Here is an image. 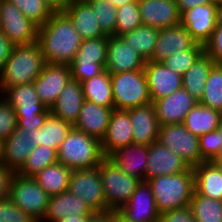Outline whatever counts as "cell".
<instances>
[{"label": "cell", "mask_w": 222, "mask_h": 222, "mask_svg": "<svg viewBox=\"0 0 222 222\" xmlns=\"http://www.w3.org/2000/svg\"><path fill=\"white\" fill-rule=\"evenodd\" d=\"M157 222H197L190 206L160 213Z\"/></svg>", "instance_id": "49"}, {"label": "cell", "mask_w": 222, "mask_h": 222, "mask_svg": "<svg viewBox=\"0 0 222 222\" xmlns=\"http://www.w3.org/2000/svg\"><path fill=\"white\" fill-rule=\"evenodd\" d=\"M138 6L144 25L165 29L181 22L176 0H142Z\"/></svg>", "instance_id": "17"}, {"label": "cell", "mask_w": 222, "mask_h": 222, "mask_svg": "<svg viewBox=\"0 0 222 222\" xmlns=\"http://www.w3.org/2000/svg\"><path fill=\"white\" fill-rule=\"evenodd\" d=\"M116 8L122 7L128 3L133 2V0H107Z\"/></svg>", "instance_id": "57"}, {"label": "cell", "mask_w": 222, "mask_h": 222, "mask_svg": "<svg viewBox=\"0 0 222 222\" xmlns=\"http://www.w3.org/2000/svg\"><path fill=\"white\" fill-rule=\"evenodd\" d=\"M55 11H62L70 0H45Z\"/></svg>", "instance_id": "56"}, {"label": "cell", "mask_w": 222, "mask_h": 222, "mask_svg": "<svg viewBox=\"0 0 222 222\" xmlns=\"http://www.w3.org/2000/svg\"><path fill=\"white\" fill-rule=\"evenodd\" d=\"M108 36L82 40L71 64L106 63Z\"/></svg>", "instance_id": "38"}, {"label": "cell", "mask_w": 222, "mask_h": 222, "mask_svg": "<svg viewBox=\"0 0 222 222\" xmlns=\"http://www.w3.org/2000/svg\"><path fill=\"white\" fill-rule=\"evenodd\" d=\"M1 95L14 108L16 117H35L48 109L40 101L34 83L11 86Z\"/></svg>", "instance_id": "24"}, {"label": "cell", "mask_w": 222, "mask_h": 222, "mask_svg": "<svg viewBox=\"0 0 222 222\" xmlns=\"http://www.w3.org/2000/svg\"><path fill=\"white\" fill-rule=\"evenodd\" d=\"M180 23L198 44L205 46L218 23L217 3L197 5L184 11Z\"/></svg>", "instance_id": "14"}, {"label": "cell", "mask_w": 222, "mask_h": 222, "mask_svg": "<svg viewBox=\"0 0 222 222\" xmlns=\"http://www.w3.org/2000/svg\"><path fill=\"white\" fill-rule=\"evenodd\" d=\"M56 162H58V158L55 149L38 145L30 152L23 166L16 173L25 177H33Z\"/></svg>", "instance_id": "36"}, {"label": "cell", "mask_w": 222, "mask_h": 222, "mask_svg": "<svg viewBox=\"0 0 222 222\" xmlns=\"http://www.w3.org/2000/svg\"><path fill=\"white\" fill-rule=\"evenodd\" d=\"M71 79L79 83L99 75L105 70V63L70 64Z\"/></svg>", "instance_id": "47"}, {"label": "cell", "mask_w": 222, "mask_h": 222, "mask_svg": "<svg viewBox=\"0 0 222 222\" xmlns=\"http://www.w3.org/2000/svg\"><path fill=\"white\" fill-rule=\"evenodd\" d=\"M158 35L159 29L142 24L121 37L128 46L148 61L153 55Z\"/></svg>", "instance_id": "34"}, {"label": "cell", "mask_w": 222, "mask_h": 222, "mask_svg": "<svg viewBox=\"0 0 222 222\" xmlns=\"http://www.w3.org/2000/svg\"><path fill=\"white\" fill-rule=\"evenodd\" d=\"M220 131H212L199 137L201 163L215 161L220 154Z\"/></svg>", "instance_id": "44"}, {"label": "cell", "mask_w": 222, "mask_h": 222, "mask_svg": "<svg viewBox=\"0 0 222 222\" xmlns=\"http://www.w3.org/2000/svg\"><path fill=\"white\" fill-rule=\"evenodd\" d=\"M125 111L130 117L134 144L149 146L151 143L158 142L160 124L153 102Z\"/></svg>", "instance_id": "21"}, {"label": "cell", "mask_w": 222, "mask_h": 222, "mask_svg": "<svg viewBox=\"0 0 222 222\" xmlns=\"http://www.w3.org/2000/svg\"><path fill=\"white\" fill-rule=\"evenodd\" d=\"M188 168L189 166L180 156L159 142L148 146L145 181L157 176L179 174Z\"/></svg>", "instance_id": "20"}, {"label": "cell", "mask_w": 222, "mask_h": 222, "mask_svg": "<svg viewBox=\"0 0 222 222\" xmlns=\"http://www.w3.org/2000/svg\"><path fill=\"white\" fill-rule=\"evenodd\" d=\"M159 213L189 206L195 191L193 167L174 175H162L147 180Z\"/></svg>", "instance_id": "3"}, {"label": "cell", "mask_w": 222, "mask_h": 222, "mask_svg": "<svg viewBox=\"0 0 222 222\" xmlns=\"http://www.w3.org/2000/svg\"><path fill=\"white\" fill-rule=\"evenodd\" d=\"M205 53L217 65H222V25L217 23L210 40L204 46Z\"/></svg>", "instance_id": "48"}, {"label": "cell", "mask_w": 222, "mask_h": 222, "mask_svg": "<svg viewBox=\"0 0 222 222\" xmlns=\"http://www.w3.org/2000/svg\"><path fill=\"white\" fill-rule=\"evenodd\" d=\"M218 0H176L180 14L194 8L197 5H207L217 3Z\"/></svg>", "instance_id": "53"}, {"label": "cell", "mask_w": 222, "mask_h": 222, "mask_svg": "<svg viewBox=\"0 0 222 222\" xmlns=\"http://www.w3.org/2000/svg\"><path fill=\"white\" fill-rule=\"evenodd\" d=\"M204 52V46L197 43L191 49L174 53L162 63L173 72L183 75Z\"/></svg>", "instance_id": "43"}, {"label": "cell", "mask_w": 222, "mask_h": 222, "mask_svg": "<svg viewBox=\"0 0 222 222\" xmlns=\"http://www.w3.org/2000/svg\"><path fill=\"white\" fill-rule=\"evenodd\" d=\"M195 191L199 195L222 201V169L213 161L193 167Z\"/></svg>", "instance_id": "29"}, {"label": "cell", "mask_w": 222, "mask_h": 222, "mask_svg": "<svg viewBox=\"0 0 222 222\" xmlns=\"http://www.w3.org/2000/svg\"><path fill=\"white\" fill-rule=\"evenodd\" d=\"M117 210H108L103 212H93L88 222H115L117 218Z\"/></svg>", "instance_id": "52"}, {"label": "cell", "mask_w": 222, "mask_h": 222, "mask_svg": "<svg viewBox=\"0 0 222 222\" xmlns=\"http://www.w3.org/2000/svg\"><path fill=\"white\" fill-rule=\"evenodd\" d=\"M90 218V215H72V216H65L56 222H88Z\"/></svg>", "instance_id": "55"}, {"label": "cell", "mask_w": 222, "mask_h": 222, "mask_svg": "<svg viewBox=\"0 0 222 222\" xmlns=\"http://www.w3.org/2000/svg\"><path fill=\"white\" fill-rule=\"evenodd\" d=\"M114 107H103L94 102L84 100L75 129L98 139L104 138Z\"/></svg>", "instance_id": "22"}, {"label": "cell", "mask_w": 222, "mask_h": 222, "mask_svg": "<svg viewBox=\"0 0 222 222\" xmlns=\"http://www.w3.org/2000/svg\"><path fill=\"white\" fill-rule=\"evenodd\" d=\"M124 173L145 181L146 167L148 163V146L141 144H129L118 148L109 157Z\"/></svg>", "instance_id": "26"}, {"label": "cell", "mask_w": 222, "mask_h": 222, "mask_svg": "<svg viewBox=\"0 0 222 222\" xmlns=\"http://www.w3.org/2000/svg\"><path fill=\"white\" fill-rule=\"evenodd\" d=\"M133 144V132L129 114L125 110H113L104 138L101 140V151L109 157L118 148Z\"/></svg>", "instance_id": "23"}, {"label": "cell", "mask_w": 222, "mask_h": 222, "mask_svg": "<svg viewBox=\"0 0 222 222\" xmlns=\"http://www.w3.org/2000/svg\"><path fill=\"white\" fill-rule=\"evenodd\" d=\"M57 158L71 170H81L98 167L105 157L98 139L73 127L60 143Z\"/></svg>", "instance_id": "4"}, {"label": "cell", "mask_w": 222, "mask_h": 222, "mask_svg": "<svg viewBox=\"0 0 222 222\" xmlns=\"http://www.w3.org/2000/svg\"><path fill=\"white\" fill-rule=\"evenodd\" d=\"M99 20V27L106 36H115L117 8L107 0L87 1Z\"/></svg>", "instance_id": "42"}, {"label": "cell", "mask_w": 222, "mask_h": 222, "mask_svg": "<svg viewBox=\"0 0 222 222\" xmlns=\"http://www.w3.org/2000/svg\"><path fill=\"white\" fill-rule=\"evenodd\" d=\"M92 213L93 211L84 201L66 191L49 197L48 209L41 222H56L68 215H91Z\"/></svg>", "instance_id": "28"}, {"label": "cell", "mask_w": 222, "mask_h": 222, "mask_svg": "<svg viewBox=\"0 0 222 222\" xmlns=\"http://www.w3.org/2000/svg\"><path fill=\"white\" fill-rule=\"evenodd\" d=\"M115 222H128V221L124 220L119 214H117V218Z\"/></svg>", "instance_id": "61"}, {"label": "cell", "mask_w": 222, "mask_h": 222, "mask_svg": "<svg viewBox=\"0 0 222 222\" xmlns=\"http://www.w3.org/2000/svg\"><path fill=\"white\" fill-rule=\"evenodd\" d=\"M199 103L222 113V65L215 64L210 70Z\"/></svg>", "instance_id": "39"}, {"label": "cell", "mask_w": 222, "mask_h": 222, "mask_svg": "<svg viewBox=\"0 0 222 222\" xmlns=\"http://www.w3.org/2000/svg\"><path fill=\"white\" fill-rule=\"evenodd\" d=\"M68 191L84 201L93 212L110 210L100 177V165L91 169L72 170Z\"/></svg>", "instance_id": "9"}, {"label": "cell", "mask_w": 222, "mask_h": 222, "mask_svg": "<svg viewBox=\"0 0 222 222\" xmlns=\"http://www.w3.org/2000/svg\"><path fill=\"white\" fill-rule=\"evenodd\" d=\"M188 91L181 88L169 96L153 102L160 126L182 124L187 113L198 103Z\"/></svg>", "instance_id": "16"}, {"label": "cell", "mask_w": 222, "mask_h": 222, "mask_svg": "<svg viewBox=\"0 0 222 222\" xmlns=\"http://www.w3.org/2000/svg\"><path fill=\"white\" fill-rule=\"evenodd\" d=\"M214 65V61L204 52L189 70L182 75V88L200 101L209 72Z\"/></svg>", "instance_id": "31"}, {"label": "cell", "mask_w": 222, "mask_h": 222, "mask_svg": "<svg viewBox=\"0 0 222 222\" xmlns=\"http://www.w3.org/2000/svg\"><path fill=\"white\" fill-rule=\"evenodd\" d=\"M115 110H128L152 102L144 70L110 74Z\"/></svg>", "instance_id": "5"}, {"label": "cell", "mask_w": 222, "mask_h": 222, "mask_svg": "<svg viewBox=\"0 0 222 222\" xmlns=\"http://www.w3.org/2000/svg\"><path fill=\"white\" fill-rule=\"evenodd\" d=\"M217 20L218 24L222 25V0L217 1Z\"/></svg>", "instance_id": "58"}, {"label": "cell", "mask_w": 222, "mask_h": 222, "mask_svg": "<svg viewBox=\"0 0 222 222\" xmlns=\"http://www.w3.org/2000/svg\"><path fill=\"white\" fill-rule=\"evenodd\" d=\"M222 113L199 102L187 113L183 125L193 135L200 137L206 133L218 130Z\"/></svg>", "instance_id": "30"}, {"label": "cell", "mask_w": 222, "mask_h": 222, "mask_svg": "<svg viewBox=\"0 0 222 222\" xmlns=\"http://www.w3.org/2000/svg\"><path fill=\"white\" fill-rule=\"evenodd\" d=\"M196 44L197 42L181 23L159 29L153 55L148 61L162 62L174 53L191 49Z\"/></svg>", "instance_id": "19"}, {"label": "cell", "mask_w": 222, "mask_h": 222, "mask_svg": "<svg viewBox=\"0 0 222 222\" xmlns=\"http://www.w3.org/2000/svg\"><path fill=\"white\" fill-rule=\"evenodd\" d=\"M69 80H71L69 65L46 63L33 83L40 101L51 109Z\"/></svg>", "instance_id": "12"}, {"label": "cell", "mask_w": 222, "mask_h": 222, "mask_svg": "<svg viewBox=\"0 0 222 222\" xmlns=\"http://www.w3.org/2000/svg\"><path fill=\"white\" fill-rule=\"evenodd\" d=\"M17 128L14 108L0 95V143H3Z\"/></svg>", "instance_id": "45"}, {"label": "cell", "mask_w": 222, "mask_h": 222, "mask_svg": "<svg viewBox=\"0 0 222 222\" xmlns=\"http://www.w3.org/2000/svg\"><path fill=\"white\" fill-rule=\"evenodd\" d=\"M0 31L13 46L37 42L38 26L9 0H0Z\"/></svg>", "instance_id": "8"}, {"label": "cell", "mask_w": 222, "mask_h": 222, "mask_svg": "<svg viewBox=\"0 0 222 222\" xmlns=\"http://www.w3.org/2000/svg\"><path fill=\"white\" fill-rule=\"evenodd\" d=\"M72 170L59 162L49 165L33 178L49 195L54 196L68 191Z\"/></svg>", "instance_id": "32"}, {"label": "cell", "mask_w": 222, "mask_h": 222, "mask_svg": "<svg viewBox=\"0 0 222 222\" xmlns=\"http://www.w3.org/2000/svg\"><path fill=\"white\" fill-rule=\"evenodd\" d=\"M142 25L138 2L117 8L115 36H122Z\"/></svg>", "instance_id": "41"}, {"label": "cell", "mask_w": 222, "mask_h": 222, "mask_svg": "<svg viewBox=\"0 0 222 222\" xmlns=\"http://www.w3.org/2000/svg\"><path fill=\"white\" fill-rule=\"evenodd\" d=\"M36 146H38V129L17 127L1 143V163L17 172Z\"/></svg>", "instance_id": "11"}, {"label": "cell", "mask_w": 222, "mask_h": 222, "mask_svg": "<svg viewBox=\"0 0 222 222\" xmlns=\"http://www.w3.org/2000/svg\"><path fill=\"white\" fill-rule=\"evenodd\" d=\"M46 62L38 42L12 46L0 70V95L9 87L33 83Z\"/></svg>", "instance_id": "2"}, {"label": "cell", "mask_w": 222, "mask_h": 222, "mask_svg": "<svg viewBox=\"0 0 222 222\" xmlns=\"http://www.w3.org/2000/svg\"><path fill=\"white\" fill-rule=\"evenodd\" d=\"M0 222H38L31 215L17 207L11 199L0 200Z\"/></svg>", "instance_id": "46"}, {"label": "cell", "mask_w": 222, "mask_h": 222, "mask_svg": "<svg viewBox=\"0 0 222 222\" xmlns=\"http://www.w3.org/2000/svg\"><path fill=\"white\" fill-rule=\"evenodd\" d=\"M12 44L7 40V38L0 31V70L2 69L4 63L9 57Z\"/></svg>", "instance_id": "54"}, {"label": "cell", "mask_w": 222, "mask_h": 222, "mask_svg": "<svg viewBox=\"0 0 222 222\" xmlns=\"http://www.w3.org/2000/svg\"><path fill=\"white\" fill-rule=\"evenodd\" d=\"M38 27L44 25L55 12L45 0H9Z\"/></svg>", "instance_id": "40"}, {"label": "cell", "mask_w": 222, "mask_h": 222, "mask_svg": "<svg viewBox=\"0 0 222 222\" xmlns=\"http://www.w3.org/2000/svg\"><path fill=\"white\" fill-rule=\"evenodd\" d=\"M197 222H222V201L194 191L189 204Z\"/></svg>", "instance_id": "37"}, {"label": "cell", "mask_w": 222, "mask_h": 222, "mask_svg": "<svg viewBox=\"0 0 222 222\" xmlns=\"http://www.w3.org/2000/svg\"><path fill=\"white\" fill-rule=\"evenodd\" d=\"M37 42L46 63L70 65L82 38L70 18L63 11H55L44 25L38 27Z\"/></svg>", "instance_id": "1"}, {"label": "cell", "mask_w": 222, "mask_h": 222, "mask_svg": "<svg viewBox=\"0 0 222 222\" xmlns=\"http://www.w3.org/2000/svg\"><path fill=\"white\" fill-rule=\"evenodd\" d=\"M73 22L82 40L106 36L99 27V20L94 15L90 4L83 0H70L62 10Z\"/></svg>", "instance_id": "25"}, {"label": "cell", "mask_w": 222, "mask_h": 222, "mask_svg": "<svg viewBox=\"0 0 222 222\" xmlns=\"http://www.w3.org/2000/svg\"><path fill=\"white\" fill-rule=\"evenodd\" d=\"M0 163H1V143H0Z\"/></svg>", "instance_id": "62"}, {"label": "cell", "mask_w": 222, "mask_h": 222, "mask_svg": "<svg viewBox=\"0 0 222 222\" xmlns=\"http://www.w3.org/2000/svg\"><path fill=\"white\" fill-rule=\"evenodd\" d=\"M74 126L59 119L51 112L47 115L44 124L38 129V145L55 149L67 137Z\"/></svg>", "instance_id": "35"}, {"label": "cell", "mask_w": 222, "mask_h": 222, "mask_svg": "<svg viewBox=\"0 0 222 222\" xmlns=\"http://www.w3.org/2000/svg\"><path fill=\"white\" fill-rule=\"evenodd\" d=\"M15 171L0 163V200L9 197V191Z\"/></svg>", "instance_id": "50"}, {"label": "cell", "mask_w": 222, "mask_h": 222, "mask_svg": "<svg viewBox=\"0 0 222 222\" xmlns=\"http://www.w3.org/2000/svg\"><path fill=\"white\" fill-rule=\"evenodd\" d=\"M143 70L152 102L182 88V75L173 72L162 62L146 61Z\"/></svg>", "instance_id": "18"}, {"label": "cell", "mask_w": 222, "mask_h": 222, "mask_svg": "<svg viewBox=\"0 0 222 222\" xmlns=\"http://www.w3.org/2000/svg\"><path fill=\"white\" fill-rule=\"evenodd\" d=\"M84 100L85 98L81 83L71 79L59 94L58 99L51 107L50 112L59 119L74 125Z\"/></svg>", "instance_id": "27"}, {"label": "cell", "mask_w": 222, "mask_h": 222, "mask_svg": "<svg viewBox=\"0 0 222 222\" xmlns=\"http://www.w3.org/2000/svg\"><path fill=\"white\" fill-rule=\"evenodd\" d=\"M158 142L180 156L189 167L201 163L199 137L193 135L183 124L160 126Z\"/></svg>", "instance_id": "10"}, {"label": "cell", "mask_w": 222, "mask_h": 222, "mask_svg": "<svg viewBox=\"0 0 222 222\" xmlns=\"http://www.w3.org/2000/svg\"><path fill=\"white\" fill-rule=\"evenodd\" d=\"M100 177L107 207L117 211L129 201L141 182L138 178L121 171L108 157L100 163Z\"/></svg>", "instance_id": "6"}, {"label": "cell", "mask_w": 222, "mask_h": 222, "mask_svg": "<svg viewBox=\"0 0 222 222\" xmlns=\"http://www.w3.org/2000/svg\"><path fill=\"white\" fill-rule=\"evenodd\" d=\"M118 214L128 222H157V210L152 189L147 181H141Z\"/></svg>", "instance_id": "13"}, {"label": "cell", "mask_w": 222, "mask_h": 222, "mask_svg": "<svg viewBox=\"0 0 222 222\" xmlns=\"http://www.w3.org/2000/svg\"><path fill=\"white\" fill-rule=\"evenodd\" d=\"M219 165V167L222 169V157H218L215 161Z\"/></svg>", "instance_id": "60"}, {"label": "cell", "mask_w": 222, "mask_h": 222, "mask_svg": "<svg viewBox=\"0 0 222 222\" xmlns=\"http://www.w3.org/2000/svg\"><path fill=\"white\" fill-rule=\"evenodd\" d=\"M218 130L220 131V141H221L219 157H222V118L220 119Z\"/></svg>", "instance_id": "59"}, {"label": "cell", "mask_w": 222, "mask_h": 222, "mask_svg": "<svg viewBox=\"0 0 222 222\" xmlns=\"http://www.w3.org/2000/svg\"><path fill=\"white\" fill-rule=\"evenodd\" d=\"M145 63V59L121 36H108L105 70L110 74L143 70Z\"/></svg>", "instance_id": "15"}, {"label": "cell", "mask_w": 222, "mask_h": 222, "mask_svg": "<svg viewBox=\"0 0 222 222\" xmlns=\"http://www.w3.org/2000/svg\"><path fill=\"white\" fill-rule=\"evenodd\" d=\"M49 197L33 177H25L18 173L13 176L9 198L38 222L42 221L47 212Z\"/></svg>", "instance_id": "7"}, {"label": "cell", "mask_w": 222, "mask_h": 222, "mask_svg": "<svg viewBox=\"0 0 222 222\" xmlns=\"http://www.w3.org/2000/svg\"><path fill=\"white\" fill-rule=\"evenodd\" d=\"M50 113L48 108L44 113L37 114L35 117H17V127L24 129H39L43 124Z\"/></svg>", "instance_id": "51"}, {"label": "cell", "mask_w": 222, "mask_h": 222, "mask_svg": "<svg viewBox=\"0 0 222 222\" xmlns=\"http://www.w3.org/2000/svg\"><path fill=\"white\" fill-rule=\"evenodd\" d=\"M85 100L103 107H114L110 73L104 70L97 76L81 82Z\"/></svg>", "instance_id": "33"}]
</instances>
